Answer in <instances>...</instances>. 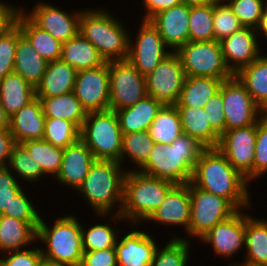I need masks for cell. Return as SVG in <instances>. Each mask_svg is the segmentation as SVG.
Returning <instances> with one entry per match:
<instances>
[{"mask_svg": "<svg viewBox=\"0 0 267 266\" xmlns=\"http://www.w3.org/2000/svg\"><path fill=\"white\" fill-rule=\"evenodd\" d=\"M194 186L227 199L237 210L250 209V183L218 148H206L195 164L190 181Z\"/></svg>", "mask_w": 267, "mask_h": 266, "instance_id": "6da1fadb", "label": "cell"}, {"mask_svg": "<svg viewBox=\"0 0 267 266\" xmlns=\"http://www.w3.org/2000/svg\"><path fill=\"white\" fill-rule=\"evenodd\" d=\"M206 147L196 138L182 133L171 144L155 143L148 160L137 170L174 185L188 184L198 158Z\"/></svg>", "mask_w": 267, "mask_h": 266, "instance_id": "7a4b0ae2", "label": "cell"}, {"mask_svg": "<svg viewBox=\"0 0 267 266\" xmlns=\"http://www.w3.org/2000/svg\"><path fill=\"white\" fill-rule=\"evenodd\" d=\"M125 173L118 161L95 159L76 192L92 208L93 214H120Z\"/></svg>", "mask_w": 267, "mask_h": 266, "instance_id": "3957f363", "label": "cell"}, {"mask_svg": "<svg viewBox=\"0 0 267 266\" xmlns=\"http://www.w3.org/2000/svg\"><path fill=\"white\" fill-rule=\"evenodd\" d=\"M40 218L37 228V241L40 247L44 264L50 266H80L83 255L82 223L74 215L56 217L50 227Z\"/></svg>", "mask_w": 267, "mask_h": 266, "instance_id": "277c9868", "label": "cell"}, {"mask_svg": "<svg viewBox=\"0 0 267 266\" xmlns=\"http://www.w3.org/2000/svg\"><path fill=\"white\" fill-rule=\"evenodd\" d=\"M107 9H83L79 17V33L98 50L105 62L125 60L129 52L131 32Z\"/></svg>", "mask_w": 267, "mask_h": 266, "instance_id": "5b68a950", "label": "cell"}, {"mask_svg": "<svg viewBox=\"0 0 267 266\" xmlns=\"http://www.w3.org/2000/svg\"><path fill=\"white\" fill-rule=\"evenodd\" d=\"M175 185L137 170L126 171L123 180L122 218L130 225L144 222Z\"/></svg>", "mask_w": 267, "mask_h": 266, "instance_id": "8992f818", "label": "cell"}, {"mask_svg": "<svg viewBox=\"0 0 267 266\" xmlns=\"http://www.w3.org/2000/svg\"><path fill=\"white\" fill-rule=\"evenodd\" d=\"M122 131L115 111L89 112L80 129V139L91 150L95 159L115 160L120 163Z\"/></svg>", "mask_w": 267, "mask_h": 266, "instance_id": "52a82bcc", "label": "cell"}, {"mask_svg": "<svg viewBox=\"0 0 267 266\" xmlns=\"http://www.w3.org/2000/svg\"><path fill=\"white\" fill-rule=\"evenodd\" d=\"M190 224L189 238L201 239L218 223L230 218L238 210L225 198L206 192L189 182Z\"/></svg>", "mask_w": 267, "mask_h": 266, "instance_id": "ba28073f", "label": "cell"}, {"mask_svg": "<svg viewBox=\"0 0 267 266\" xmlns=\"http://www.w3.org/2000/svg\"><path fill=\"white\" fill-rule=\"evenodd\" d=\"M186 76L227 80L233 76L226 67L219 41H188L175 51Z\"/></svg>", "mask_w": 267, "mask_h": 266, "instance_id": "9c48e42d", "label": "cell"}, {"mask_svg": "<svg viewBox=\"0 0 267 266\" xmlns=\"http://www.w3.org/2000/svg\"><path fill=\"white\" fill-rule=\"evenodd\" d=\"M109 110L134 105L147 95L145 77L127 60L108 62Z\"/></svg>", "mask_w": 267, "mask_h": 266, "instance_id": "30bf717a", "label": "cell"}, {"mask_svg": "<svg viewBox=\"0 0 267 266\" xmlns=\"http://www.w3.org/2000/svg\"><path fill=\"white\" fill-rule=\"evenodd\" d=\"M219 90L223 98L225 131L256 124L265 115L235 75L224 80Z\"/></svg>", "mask_w": 267, "mask_h": 266, "instance_id": "8fae6325", "label": "cell"}, {"mask_svg": "<svg viewBox=\"0 0 267 266\" xmlns=\"http://www.w3.org/2000/svg\"><path fill=\"white\" fill-rule=\"evenodd\" d=\"M186 75L181 60L175 51L168 54L145 76L147 95L156 99L162 106L177 104Z\"/></svg>", "mask_w": 267, "mask_h": 266, "instance_id": "7c38bea8", "label": "cell"}, {"mask_svg": "<svg viewBox=\"0 0 267 266\" xmlns=\"http://www.w3.org/2000/svg\"><path fill=\"white\" fill-rule=\"evenodd\" d=\"M138 28L136 38L129 34L127 60L145 77L172 50L165 44L157 28L150 20H142Z\"/></svg>", "mask_w": 267, "mask_h": 266, "instance_id": "4fadbf2b", "label": "cell"}, {"mask_svg": "<svg viewBox=\"0 0 267 266\" xmlns=\"http://www.w3.org/2000/svg\"><path fill=\"white\" fill-rule=\"evenodd\" d=\"M257 123L225 131L217 148L231 165L249 182L253 181Z\"/></svg>", "mask_w": 267, "mask_h": 266, "instance_id": "5bb4252c", "label": "cell"}, {"mask_svg": "<svg viewBox=\"0 0 267 266\" xmlns=\"http://www.w3.org/2000/svg\"><path fill=\"white\" fill-rule=\"evenodd\" d=\"M22 12L39 28L50 33L62 44L79 33V17L82 8L69 13L60 7L39 1L31 10Z\"/></svg>", "mask_w": 267, "mask_h": 266, "instance_id": "9a60e30c", "label": "cell"}, {"mask_svg": "<svg viewBox=\"0 0 267 266\" xmlns=\"http://www.w3.org/2000/svg\"><path fill=\"white\" fill-rule=\"evenodd\" d=\"M73 94L87 113L108 110L110 96L108 62L96 68L77 71Z\"/></svg>", "mask_w": 267, "mask_h": 266, "instance_id": "2e32d148", "label": "cell"}, {"mask_svg": "<svg viewBox=\"0 0 267 266\" xmlns=\"http://www.w3.org/2000/svg\"><path fill=\"white\" fill-rule=\"evenodd\" d=\"M245 211L238 210L230 218L218 223L200 240L210 244L214 255L232 258L245 248Z\"/></svg>", "mask_w": 267, "mask_h": 266, "instance_id": "e0dca14e", "label": "cell"}, {"mask_svg": "<svg viewBox=\"0 0 267 266\" xmlns=\"http://www.w3.org/2000/svg\"><path fill=\"white\" fill-rule=\"evenodd\" d=\"M257 36L256 29L242 27L220 41L224 62L233 75L263 53Z\"/></svg>", "mask_w": 267, "mask_h": 266, "instance_id": "ac0fdd59", "label": "cell"}, {"mask_svg": "<svg viewBox=\"0 0 267 266\" xmlns=\"http://www.w3.org/2000/svg\"><path fill=\"white\" fill-rule=\"evenodd\" d=\"M132 226L123 237L119 234L115 244L118 266H150L158 244L149 232L138 230L137 224Z\"/></svg>", "mask_w": 267, "mask_h": 266, "instance_id": "d6986e66", "label": "cell"}, {"mask_svg": "<svg viewBox=\"0 0 267 266\" xmlns=\"http://www.w3.org/2000/svg\"><path fill=\"white\" fill-rule=\"evenodd\" d=\"M190 192L189 183L175 185L166 195L160 206L143 222L159 223L161 225L182 226L188 231L190 224Z\"/></svg>", "mask_w": 267, "mask_h": 266, "instance_id": "ffe728a7", "label": "cell"}, {"mask_svg": "<svg viewBox=\"0 0 267 266\" xmlns=\"http://www.w3.org/2000/svg\"><path fill=\"white\" fill-rule=\"evenodd\" d=\"M189 15L190 6L180 3L149 20L157 28L165 44L176 51L189 41Z\"/></svg>", "mask_w": 267, "mask_h": 266, "instance_id": "44dd1931", "label": "cell"}, {"mask_svg": "<svg viewBox=\"0 0 267 266\" xmlns=\"http://www.w3.org/2000/svg\"><path fill=\"white\" fill-rule=\"evenodd\" d=\"M94 161L93 153L80 139L64 148L60 171L54 179L58 184L77 191Z\"/></svg>", "mask_w": 267, "mask_h": 266, "instance_id": "7402d4cb", "label": "cell"}, {"mask_svg": "<svg viewBox=\"0 0 267 266\" xmlns=\"http://www.w3.org/2000/svg\"><path fill=\"white\" fill-rule=\"evenodd\" d=\"M45 115L37 97L10 117L9 130L16 143L29 140H42Z\"/></svg>", "mask_w": 267, "mask_h": 266, "instance_id": "603a6c76", "label": "cell"}, {"mask_svg": "<svg viewBox=\"0 0 267 266\" xmlns=\"http://www.w3.org/2000/svg\"><path fill=\"white\" fill-rule=\"evenodd\" d=\"M246 212L244 260L242 263H229V266H267V220Z\"/></svg>", "mask_w": 267, "mask_h": 266, "instance_id": "cb8c5ba5", "label": "cell"}, {"mask_svg": "<svg viewBox=\"0 0 267 266\" xmlns=\"http://www.w3.org/2000/svg\"><path fill=\"white\" fill-rule=\"evenodd\" d=\"M77 70L62 59L48 62L41 82L35 88L36 97H56L73 92Z\"/></svg>", "mask_w": 267, "mask_h": 266, "instance_id": "d4e9b609", "label": "cell"}, {"mask_svg": "<svg viewBox=\"0 0 267 266\" xmlns=\"http://www.w3.org/2000/svg\"><path fill=\"white\" fill-rule=\"evenodd\" d=\"M39 223H27L17 218L0 215V253L26 249L37 242Z\"/></svg>", "mask_w": 267, "mask_h": 266, "instance_id": "484cf974", "label": "cell"}, {"mask_svg": "<svg viewBox=\"0 0 267 266\" xmlns=\"http://www.w3.org/2000/svg\"><path fill=\"white\" fill-rule=\"evenodd\" d=\"M162 105L146 95L134 105L115 111L122 134L146 131Z\"/></svg>", "mask_w": 267, "mask_h": 266, "instance_id": "4316f807", "label": "cell"}, {"mask_svg": "<svg viewBox=\"0 0 267 266\" xmlns=\"http://www.w3.org/2000/svg\"><path fill=\"white\" fill-rule=\"evenodd\" d=\"M48 62L40 56L18 26V40L15 53L14 73L35 88L41 82Z\"/></svg>", "mask_w": 267, "mask_h": 266, "instance_id": "83f0119b", "label": "cell"}, {"mask_svg": "<svg viewBox=\"0 0 267 266\" xmlns=\"http://www.w3.org/2000/svg\"><path fill=\"white\" fill-rule=\"evenodd\" d=\"M35 98V87L19 74L13 72L0 79V103L9 117Z\"/></svg>", "mask_w": 267, "mask_h": 266, "instance_id": "f1b7e54d", "label": "cell"}, {"mask_svg": "<svg viewBox=\"0 0 267 266\" xmlns=\"http://www.w3.org/2000/svg\"><path fill=\"white\" fill-rule=\"evenodd\" d=\"M15 23L42 58L47 62L61 59L62 43L50 33L36 26L20 9Z\"/></svg>", "mask_w": 267, "mask_h": 266, "instance_id": "f546056e", "label": "cell"}, {"mask_svg": "<svg viewBox=\"0 0 267 266\" xmlns=\"http://www.w3.org/2000/svg\"><path fill=\"white\" fill-rule=\"evenodd\" d=\"M178 109L182 132L196 138L206 148H217L220 136L211 128L207 113L199 107H176Z\"/></svg>", "mask_w": 267, "mask_h": 266, "instance_id": "4dcf8cb0", "label": "cell"}, {"mask_svg": "<svg viewBox=\"0 0 267 266\" xmlns=\"http://www.w3.org/2000/svg\"><path fill=\"white\" fill-rule=\"evenodd\" d=\"M262 53L249 65L241 68L235 76L245 86L255 103L267 111V55Z\"/></svg>", "mask_w": 267, "mask_h": 266, "instance_id": "1f68e13d", "label": "cell"}, {"mask_svg": "<svg viewBox=\"0 0 267 266\" xmlns=\"http://www.w3.org/2000/svg\"><path fill=\"white\" fill-rule=\"evenodd\" d=\"M97 216L106 222L104 224H93L90 228H85L84 224L81 226L84 252L114 248L119 237V232H123L117 230L114 226L112 227V224H110V222L115 224L116 222L120 223V221H124L125 223V220L120 214H97ZM107 218L110 220L108 222L109 224L107 223Z\"/></svg>", "mask_w": 267, "mask_h": 266, "instance_id": "d6a6232c", "label": "cell"}, {"mask_svg": "<svg viewBox=\"0 0 267 266\" xmlns=\"http://www.w3.org/2000/svg\"><path fill=\"white\" fill-rule=\"evenodd\" d=\"M61 59L77 71L96 68L105 63L96 47L80 33L62 44Z\"/></svg>", "mask_w": 267, "mask_h": 266, "instance_id": "836d02e7", "label": "cell"}, {"mask_svg": "<svg viewBox=\"0 0 267 266\" xmlns=\"http://www.w3.org/2000/svg\"><path fill=\"white\" fill-rule=\"evenodd\" d=\"M222 79L211 77L186 76L176 107H201L216 94Z\"/></svg>", "mask_w": 267, "mask_h": 266, "instance_id": "e575fe53", "label": "cell"}, {"mask_svg": "<svg viewBox=\"0 0 267 266\" xmlns=\"http://www.w3.org/2000/svg\"><path fill=\"white\" fill-rule=\"evenodd\" d=\"M40 99L46 118H61L74 122L80 129L87 117L79 99L69 92L56 97H37Z\"/></svg>", "mask_w": 267, "mask_h": 266, "instance_id": "d590c367", "label": "cell"}, {"mask_svg": "<svg viewBox=\"0 0 267 266\" xmlns=\"http://www.w3.org/2000/svg\"><path fill=\"white\" fill-rule=\"evenodd\" d=\"M147 132L155 143L167 145L177 139L183 132L176 105L162 106Z\"/></svg>", "mask_w": 267, "mask_h": 266, "instance_id": "8d00e7d4", "label": "cell"}, {"mask_svg": "<svg viewBox=\"0 0 267 266\" xmlns=\"http://www.w3.org/2000/svg\"><path fill=\"white\" fill-rule=\"evenodd\" d=\"M33 160L39 163L47 177H56L60 171L64 149L42 140H29L21 143ZM50 175V176H49Z\"/></svg>", "mask_w": 267, "mask_h": 266, "instance_id": "74e56055", "label": "cell"}, {"mask_svg": "<svg viewBox=\"0 0 267 266\" xmlns=\"http://www.w3.org/2000/svg\"><path fill=\"white\" fill-rule=\"evenodd\" d=\"M154 144L147 130L123 134L120 163L125 167L123 163L129 159L128 163L131 162L134 168L137 166L139 169L148 160Z\"/></svg>", "mask_w": 267, "mask_h": 266, "instance_id": "f35d334b", "label": "cell"}, {"mask_svg": "<svg viewBox=\"0 0 267 266\" xmlns=\"http://www.w3.org/2000/svg\"><path fill=\"white\" fill-rule=\"evenodd\" d=\"M170 239L163 248H156L150 266H190L188 260L191 254V240L187 241V238L179 235H173Z\"/></svg>", "mask_w": 267, "mask_h": 266, "instance_id": "ab89813d", "label": "cell"}, {"mask_svg": "<svg viewBox=\"0 0 267 266\" xmlns=\"http://www.w3.org/2000/svg\"><path fill=\"white\" fill-rule=\"evenodd\" d=\"M8 167L10 171L16 176L21 178L23 183H34L47 176L43 173L39 163L31 157L27 149L21 144L16 143L10 155ZM17 174V175H16Z\"/></svg>", "mask_w": 267, "mask_h": 266, "instance_id": "60d3db41", "label": "cell"}, {"mask_svg": "<svg viewBox=\"0 0 267 266\" xmlns=\"http://www.w3.org/2000/svg\"><path fill=\"white\" fill-rule=\"evenodd\" d=\"M215 40L213 27V2L206 5L190 6L189 41Z\"/></svg>", "mask_w": 267, "mask_h": 266, "instance_id": "b9f144b4", "label": "cell"}, {"mask_svg": "<svg viewBox=\"0 0 267 266\" xmlns=\"http://www.w3.org/2000/svg\"><path fill=\"white\" fill-rule=\"evenodd\" d=\"M43 140L64 149L80 140V128L69 120L46 118Z\"/></svg>", "mask_w": 267, "mask_h": 266, "instance_id": "7bdbcfd3", "label": "cell"}, {"mask_svg": "<svg viewBox=\"0 0 267 266\" xmlns=\"http://www.w3.org/2000/svg\"><path fill=\"white\" fill-rule=\"evenodd\" d=\"M224 2V0L213 2L214 36L215 41L219 42L244 27L230 6Z\"/></svg>", "mask_w": 267, "mask_h": 266, "instance_id": "ee69618b", "label": "cell"}, {"mask_svg": "<svg viewBox=\"0 0 267 266\" xmlns=\"http://www.w3.org/2000/svg\"><path fill=\"white\" fill-rule=\"evenodd\" d=\"M226 3L244 27L257 29L267 0H227Z\"/></svg>", "mask_w": 267, "mask_h": 266, "instance_id": "f6af8a7d", "label": "cell"}, {"mask_svg": "<svg viewBox=\"0 0 267 266\" xmlns=\"http://www.w3.org/2000/svg\"><path fill=\"white\" fill-rule=\"evenodd\" d=\"M18 25L14 23L0 35V79L14 72Z\"/></svg>", "mask_w": 267, "mask_h": 266, "instance_id": "bcb514c9", "label": "cell"}, {"mask_svg": "<svg viewBox=\"0 0 267 266\" xmlns=\"http://www.w3.org/2000/svg\"><path fill=\"white\" fill-rule=\"evenodd\" d=\"M25 189H23L12 200L8 207V211H3L0 215H5L20 219L27 223H40L41 213L38 212L30 197H28Z\"/></svg>", "mask_w": 267, "mask_h": 266, "instance_id": "7dc6e473", "label": "cell"}, {"mask_svg": "<svg viewBox=\"0 0 267 266\" xmlns=\"http://www.w3.org/2000/svg\"><path fill=\"white\" fill-rule=\"evenodd\" d=\"M267 173V115L257 122L253 180Z\"/></svg>", "mask_w": 267, "mask_h": 266, "instance_id": "c3c4849f", "label": "cell"}, {"mask_svg": "<svg viewBox=\"0 0 267 266\" xmlns=\"http://www.w3.org/2000/svg\"><path fill=\"white\" fill-rule=\"evenodd\" d=\"M8 166L0 167V214L8 211L12 200L23 190V186Z\"/></svg>", "mask_w": 267, "mask_h": 266, "instance_id": "681fc988", "label": "cell"}, {"mask_svg": "<svg viewBox=\"0 0 267 266\" xmlns=\"http://www.w3.org/2000/svg\"><path fill=\"white\" fill-rule=\"evenodd\" d=\"M0 254V266H43L44 260L41 250L35 245L32 249L29 247L23 250L10 251ZM3 256V257H2ZM2 257V258H1Z\"/></svg>", "mask_w": 267, "mask_h": 266, "instance_id": "f907efd6", "label": "cell"}, {"mask_svg": "<svg viewBox=\"0 0 267 266\" xmlns=\"http://www.w3.org/2000/svg\"><path fill=\"white\" fill-rule=\"evenodd\" d=\"M204 110L207 113V120L211 128L221 136L225 132L226 119L223 109L222 93L220 90L207 101Z\"/></svg>", "mask_w": 267, "mask_h": 266, "instance_id": "816d5d0a", "label": "cell"}, {"mask_svg": "<svg viewBox=\"0 0 267 266\" xmlns=\"http://www.w3.org/2000/svg\"><path fill=\"white\" fill-rule=\"evenodd\" d=\"M80 266H118L115 247L83 252Z\"/></svg>", "mask_w": 267, "mask_h": 266, "instance_id": "f5cc1de1", "label": "cell"}, {"mask_svg": "<svg viewBox=\"0 0 267 266\" xmlns=\"http://www.w3.org/2000/svg\"><path fill=\"white\" fill-rule=\"evenodd\" d=\"M181 3V0H142L141 4L144 6L146 12L143 14L141 20H149L154 15L166 11L169 8Z\"/></svg>", "mask_w": 267, "mask_h": 266, "instance_id": "db71d44e", "label": "cell"}, {"mask_svg": "<svg viewBox=\"0 0 267 266\" xmlns=\"http://www.w3.org/2000/svg\"><path fill=\"white\" fill-rule=\"evenodd\" d=\"M20 10L16 4L0 1V35L15 23V18Z\"/></svg>", "mask_w": 267, "mask_h": 266, "instance_id": "11a10c76", "label": "cell"}, {"mask_svg": "<svg viewBox=\"0 0 267 266\" xmlns=\"http://www.w3.org/2000/svg\"><path fill=\"white\" fill-rule=\"evenodd\" d=\"M15 144L16 142L9 129L0 130V167L8 166Z\"/></svg>", "mask_w": 267, "mask_h": 266, "instance_id": "9f6ffc18", "label": "cell"}, {"mask_svg": "<svg viewBox=\"0 0 267 266\" xmlns=\"http://www.w3.org/2000/svg\"><path fill=\"white\" fill-rule=\"evenodd\" d=\"M256 30H257L258 40L260 43L261 37L267 38V5L264 9L263 16L261 17L260 24Z\"/></svg>", "mask_w": 267, "mask_h": 266, "instance_id": "6f0895ef", "label": "cell"}, {"mask_svg": "<svg viewBox=\"0 0 267 266\" xmlns=\"http://www.w3.org/2000/svg\"><path fill=\"white\" fill-rule=\"evenodd\" d=\"M10 117L6 114L5 109L0 103V130L9 129Z\"/></svg>", "mask_w": 267, "mask_h": 266, "instance_id": "680465c9", "label": "cell"}, {"mask_svg": "<svg viewBox=\"0 0 267 266\" xmlns=\"http://www.w3.org/2000/svg\"><path fill=\"white\" fill-rule=\"evenodd\" d=\"M214 1L216 0H181V3H184L189 6H197V5H206Z\"/></svg>", "mask_w": 267, "mask_h": 266, "instance_id": "91938a15", "label": "cell"}]
</instances>
